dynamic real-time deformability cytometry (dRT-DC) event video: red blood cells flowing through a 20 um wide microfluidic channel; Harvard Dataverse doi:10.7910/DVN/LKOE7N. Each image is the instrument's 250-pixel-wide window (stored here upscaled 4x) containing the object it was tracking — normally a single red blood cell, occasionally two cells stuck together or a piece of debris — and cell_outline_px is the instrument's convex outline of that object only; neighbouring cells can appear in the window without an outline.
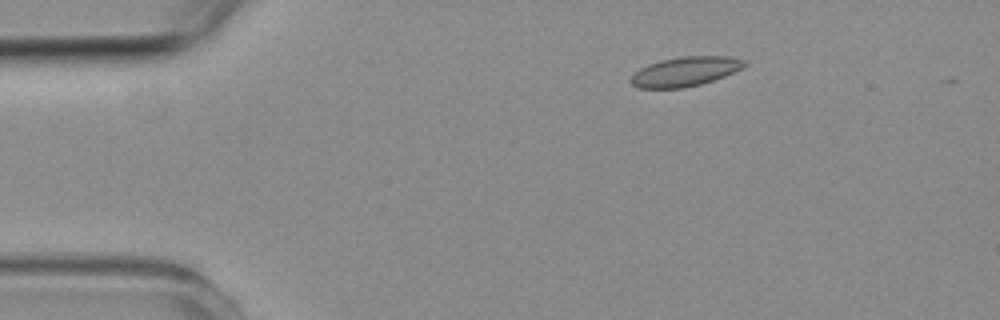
{"species": "common noctule bat (a hibernating species)", "species_latin": "Nyctalus noctula", "temperature_condition": "room temperature", "stored_images_in_passage": 2, "camera_frame_rate_fps": 3000, "um_per_image_px": 0.085, "animal": {"sex": "female", "body_mass_g": 19.3, "forearm_length_mm": 54.1}, "frame": {"image": 1, "passage_image": 1, "time_ms": 0.0, "image_size_px": [1000, 320], "cell_outline_px": [[748, 64], [724, 76], [700, 84], [684, 88], [636, 88], [632, 84], [632, 76], [640, 68], [648, 64], [660, 60], [684, 56], [728, 56], [744, 60]], "centroid_in_image_um": [58.23, 6.07], "position_along_channel_um": 26.8, "area_um2": 19.25}}